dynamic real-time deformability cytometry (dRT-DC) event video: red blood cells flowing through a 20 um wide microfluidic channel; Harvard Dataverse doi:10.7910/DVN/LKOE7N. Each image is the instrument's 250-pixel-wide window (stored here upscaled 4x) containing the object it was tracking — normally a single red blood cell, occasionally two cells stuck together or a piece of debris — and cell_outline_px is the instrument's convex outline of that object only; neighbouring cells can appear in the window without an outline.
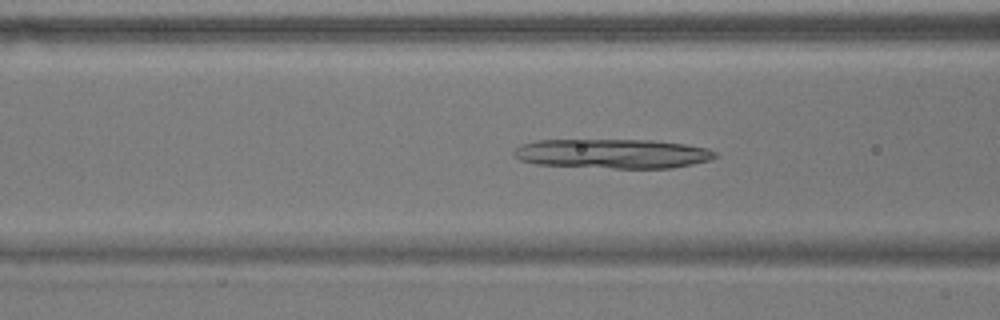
{"species": "common noctule bat (a hibernating species)", "species_latin": "Nyctalus noctula", "temperature_condition": "warm", "stored_images_in_passage": 54, "camera_frame_rate_fps": 3000, "um_per_image_px": 0.085, "animal": {"sex": "male", "body_mass_g": 17.9}, "frame": {"image": 1, "passage_image": 20, "time_ms": 6.333, "image_size_px": [1000, 320], "cell_outline_px": [[716, 156], [708, 160], [692, 164], [672, 168], [612, 168], [536, 164], [520, 160], [512, 152], [520, 144], [536, 140], [652, 140], [688, 144], [708, 148], [716, 152]], "centroid_in_image_um": [52.07, 13.05], "position_along_channel_um": 114.5, "area_um2": 34.56}}
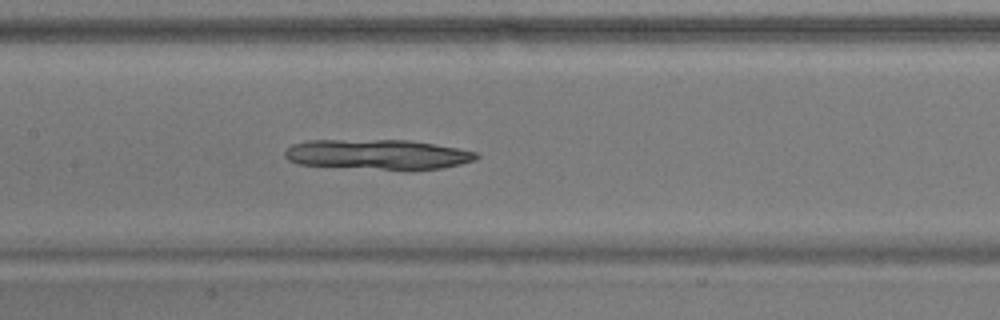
{"frame": {"image": 2, "passage_image": 25, "time_ms": 8.0, "image_size_px": [1000, 320], "cell_outline_px": [[480, 156], [476, 160], [444, 168], [412, 172], [408, 172], [296, 164], [288, 160], [284, 156], [284, 152], [292, 144], [308, 140], [408, 140], [456, 148], [476, 152]], "centroid_in_image_um": [32.12, 13.17], "position_along_channel_um": 175.3, "area_um2": 34.45}}
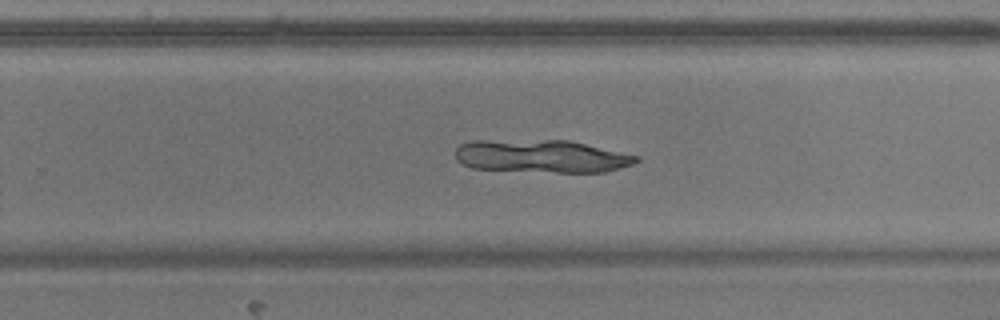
{"frame": {"image": 3, "passage_image": 34, "time_ms": 11.0, "image_size_px": [1000, 320], "cell_outline_px": [[640, 160], [632, 164], [604, 172], [556, 172], [472, 168], [456, 160], [456, 148], [460, 144], [472, 140], [568, 140], [640, 156]], "centroid_in_image_um": [46.02, 13.27], "position_along_channel_um": 283.8, "area_um2": 34.51}}